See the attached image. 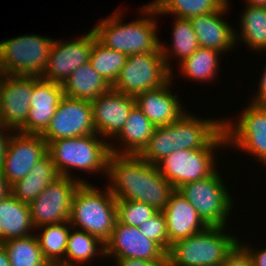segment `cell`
<instances>
[{"mask_svg": "<svg viewBox=\"0 0 266 266\" xmlns=\"http://www.w3.org/2000/svg\"><path fill=\"white\" fill-rule=\"evenodd\" d=\"M107 187L117 200L143 202L163 211L174 187L162 176L157 166L139 155L110 154ZM111 182V183H110Z\"/></svg>", "mask_w": 266, "mask_h": 266, "instance_id": "cell-1", "label": "cell"}, {"mask_svg": "<svg viewBox=\"0 0 266 266\" xmlns=\"http://www.w3.org/2000/svg\"><path fill=\"white\" fill-rule=\"evenodd\" d=\"M140 9L143 18L125 24L122 22L124 17L121 10L103 19L92 29L96 38L106 47L126 55L162 52L156 34L157 21L153 19L158 15L157 10Z\"/></svg>", "mask_w": 266, "mask_h": 266, "instance_id": "cell-2", "label": "cell"}, {"mask_svg": "<svg viewBox=\"0 0 266 266\" xmlns=\"http://www.w3.org/2000/svg\"><path fill=\"white\" fill-rule=\"evenodd\" d=\"M116 202L108 187L101 192L93 184L82 183L74 193L69 222L73 228L96 236L105 243L117 221Z\"/></svg>", "mask_w": 266, "mask_h": 266, "instance_id": "cell-3", "label": "cell"}, {"mask_svg": "<svg viewBox=\"0 0 266 266\" xmlns=\"http://www.w3.org/2000/svg\"><path fill=\"white\" fill-rule=\"evenodd\" d=\"M47 153L59 175L70 178H74L70 174L71 168L106 174L111 154L110 144L97 133L54 140L47 144Z\"/></svg>", "mask_w": 266, "mask_h": 266, "instance_id": "cell-4", "label": "cell"}, {"mask_svg": "<svg viewBox=\"0 0 266 266\" xmlns=\"http://www.w3.org/2000/svg\"><path fill=\"white\" fill-rule=\"evenodd\" d=\"M224 231L225 227H207L173 243L168 252L170 266H221L239 243L236 236Z\"/></svg>", "mask_w": 266, "mask_h": 266, "instance_id": "cell-5", "label": "cell"}, {"mask_svg": "<svg viewBox=\"0 0 266 266\" xmlns=\"http://www.w3.org/2000/svg\"><path fill=\"white\" fill-rule=\"evenodd\" d=\"M54 40L36 34L0 42V70L5 75L42 77Z\"/></svg>", "mask_w": 266, "mask_h": 266, "instance_id": "cell-6", "label": "cell"}, {"mask_svg": "<svg viewBox=\"0 0 266 266\" xmlns=\"http://www.w3.org/2000/svg\"><path fill=\"white\" fill-rule=\"evenodd\" d=\"M220 146L227 147L225 130L207 148L177 149L156 166L162 176L177 190L183 184L204 179L216 170L214 151Z\"/></svg>", "mask_w": 266, "mask_h": 266, "instance_id": "cell-7", "label": "cell"}, {"mask_svg": "<svg viewBox=\"0 0 266 266\" xmlns=\"http://www.w3.org/2000/svg\"><path fill=\"white\" fill-rule=\"evenodd\" d=\"M177 191L192 204L208 227H226L233 201L217 169L204 179L183 184Z\"/></svg>", "mask_w": 266, "mask_h": 266, "instance_id": "cell-8", "label": "cell"}, {"mask_svg": "<svg viewBox=\"0 0 266 266\" xmlns=\"http://www.w3.org/2000/svg\"><path fill=\"white\" fill-rule=\"evenodd\" d=\"M172 73L164 61L162 52L127 55L112 89L135 96L165 85L172 78Z\"/></svg>", "mask_w": 266, "mask_h": 266, "instance_id": "cell-9", "label": "cell"}, {"mask_svg": "<svg viewBox=\"0 0 266 266\" xmlns=\"http://www.w3.org/2000/svg\"><path fill=\"white\" fill-rule=\"evenodd\" d=\"M82 183L89 182L60 176L50 183L28 204L34 227L69 221L74 193Z\"/></svg>", "mask_w": 266, "mask_h": 266, "instance_id": "cell-10", "label": "cell"}, {"mask_svg": "<svg viewBox=\"0 0 266 266\" xmlns=\"http://www.w3.org/2000/svg\"><path fill=\"white\" fill-rule=\"evenodd\" d=\"M238 122L225 121L227 145L257 157L266 166V106L250 103Z\"/></svg>", "mask_w": 266, "mask_h": 266, "instance_id": "cell-11", "label": "cell"}, {"mask_svg": "<svg viewBox=\"0 0 266 266\" xmlns=\"http://www.w3.org/2000/svg\"><path fill=\"white\" fill-rule=\"evenodd\" d=\"M91 101L63 96L49 126L41 135L48 143L95 134Z\"/></svg>", "mask_w": 266, "mask_h": 266, "instance_id": "cell-12", "label": "cell"}, {"mask_svg": "<svg viewBox=\"0 0 266 266\" xmlns=\"http://www.w3.org/2000/svg\"><path fill=\"white\" fill-rule=\"evenodd\" d=\"M46 154L47 142L41 135L12 132L6 148L2 174L12 186L23 179Z\"/></svg>", "mask_w": 266, "mask_h": 266, "instance_id": "cell-13", "label": "cell"}, {"mask_svg": "<svg viewBox=\"0 0 266 266\" xmlns=\"http://www.w3.org/2000/svg\"><path fill=\"white\" fill-rule=\"evenodd\" d=\"M94 34V31L90 30L76 40L54 39L48 65L41 78L63 84L74 70L89 62Z\"/></svg>", "mask_w": 266, "mask_h": 266, "instance_id": "cell-14", "label": "cell"}, {"mask_svg": "<svg viewBox=\"0 0 266 266\" xmlns=\"http://www.w3.org/2000/svg\"><path fill=\"white\" fill-rule=\"evenodd\" d=\"M32 92L33 76L5 75L0 94V123L12 132L25 125Z\"/></svg>", "mask_w": 266, "mask_h": 266, "instance_id": "cell-15", "label": "cell"}, {"mask_svg": "<svg viewBox=\"0 0 266 266\" xmlns=\"http://www.w3.org/2000/svg\"><path fill=\"white\" fill-rule=\"evenodd\" d=\"M104 248V256H112L113 259H169L168 253L157 242L146 238L138 227L125 225L118 220Z\"/></svg>", "mask_w": 266, "mask_h": 266, "instance_id": "cell-16", "label": "cell"}, {"mask_svg": "<svg viewBox=\"0 0 266 266\" xmlns=\"http://www.w3.org/2000/svg\"><path fill=\"white\" fill-rule=\"evenodd\" d=\"M91 104L96 133L102 138L114 139L123 129L135 99L111 88Z\"/></svg>", "mask_w": 266, "mask_h": 266, "instance_id": "cell-17", "label": "cell"}, {"mask_svg": "<svg viewBox=\"0 0 266 266\" xmlns=\"http://www.w3.org/2000/svg\"><path fill=\"white\" fill-rule=\"evenodd\" d=\"M63 96L62 84L33 76L31 107L25 125L18 132L42 135L49 126Z\"/></svg>", "mask_w": 266, "mask_h": 266, "instance_id": "cell-18", "label": "cell"}, {"mask_svg": "<svg viewBox=\"0 0 266 266\" xmlns=\"http://www.w3.org/2000/svg\"><path fill=\"white\" fill-rule=\"evenodd\" d=\"M172 79L173 74L165 85L134 96L135 105L155 127L171 125L186 112L179 97L170 91Z\"/></svg>", "mask_w": 266, "mask_h": 266, "instance_id": "cell-19", "label": "cell"}, {"mask_svg": "<svg viewBox=\"0 0 266 266\" xmlns=\"http://www.w3.org/2000/svg\"><path fill=\"white\" fill-rule=\"evenodd\" d=\"M225 120L203 119L185 112L170 126L175 130L177 149H205L223 131Z\"/></svg>", "mask_w": 266, "mask_h": 266, "instance_id": "cell-20", "label": "cell"}, {"mask_svg": "<svg viewBox=\"0 0 266 266\" xmlns=\"http://www.w3.org/2000/svg\"><path fill=\"white\" fill-rule=\"evenodd\" d=\"M229 2L215 12L191 17L199 47H206L221 52L230 51L237 44L235 30L222 18L227 12Z\"/></svg>", "mask_w": 266, "mask_h": 266, "instance_id": "cell-21", "label": "cell"}, {"mask_svg": "<svg viewBox=\"0 0 266 266\" xmlns=\"http://www.w3.org/2000/svg\"><path fill=\"white\" fill-rule=\"evenodd\" d=\"M163 213L166 219L169 250L173 243L186 239L208 227L192 204L177 190L170 195Z\"/></svg>", "mask_w": 266, "mask_h": 266, "instance_id": "cell-22", "label": "cell"}, {"mask_svg": "<svg viewBox=\"0 0 266 266\" xmlns=\"http://www.w3.org/2000/svg\"><path fill=\"white\" fill-rule=\"evenodd\" d=\"M154 129V124L134 105L130 110L123 129L114 138L116 139V143L118 141L124 147H115V144L112 146V143L109 142L110 152L116 155H139L148 145ZM118 148L120 149L118 150Z\"/></svg>", "mask_w": 266, "mask_h": 266, "instance_id": "cell-23", "label": "cell"}, {"mask_svg": "<svg viewBox=\"0 0 266 266\" xmlns=\"http://www.w3.org/2000/svg\"><path fill=\"white\" fill-rule=\"evenodd\" d=\"M33 225L29 205L11 193L0 200V243L32 235Z\"/></svg>", "mask_w": 266, "mask_h": 266, "instance_id": "cell-24", "label": "cell"}, {"mask_svg": "<svg viewBox=\"0 0 266 266\" xmlns=\"http://www.w3.org/2000/svg\"><path fill=\"white\" fill-rule=\"evenodd\" d=\"M60 177L52 158L47 153L38 161L31 171L11 186V194L19 201L29 204L43 190Z\"/></svg>", "mask_w": 266, "mask_h": 266, "instance_id": "cell-25", "label": "cell"}, {"mask_svg": "<svg viewBox=\"0 0 266 266\" xmlns=\"http://www.w3.org/2000/svg\"><path fill=\"white\" fill-rule=\"evenodd\" d=\"M62 88L65 96L93 101L112 86L87 62L72 72Z\"/></svg>", "mask_w": 266, "mask_h": 266, "instance_id": "cell-26", "label": "cell"}, {"mask_svg": "<svg viewBox=\"0 0 266 266\" xmlns=\"http://www.w3.org/2000/svg\"><path fill=\"white\" fill-rule=\"evenodd\" d=\"M42 230H41V229ZM35 234L45 260L50 264H65V252L72 226L69 221L37 227Z\"/></svg>", "mask_w": 266, "mask_h": 266, "instance_id": "cell-27", "label": "cell"}, {"mask_svg": "<svg viewBox=\"0 0 266 266\" xmlns=\"http://www.w3.org/2000/svg\"><path fill=\"white\" fill-rule=\"evenodd\" d=\"M240 18V34L235 32V41L245 42L247 47L266 53V7L247 5ZM238 38V39H237Z\"/></svg>", "mask_w": 266, "mask_h": 266, "instance_id": "cell-28", "label": "cell"}, {"mask_svg": "<svg viewBox=\"0 0 266 266\" xmlns=\"http://www.w3.org/2000/svg\"><path fill=\"white\" fill-rule=\"evenodd\" d=\"M174 22L175 23H173L174 25L172 29L173 43L171 44L172 46L170 49H168L164 43L162 44V42H160V50L162 51L164 61L171 72L173 71V66H170L171 63L169 64L170 61L168 58L170 59L178 57L179 63H181L199 48L197 37L195 31L193 30L191 21L186 18L176 17Z\"/></svg>", "mask_w": 266, "mask_h": 266, "instance_id": "cell-29", "label": "cell"}, {"mask_svg": "<svg viewBox=\"0 0 266 266\" xmlns=\"http://www.w3.org/2000/svg\"><path fill=\"white\" fill-rule=\"evenodd\" d=\"M72 230L74 231H70L68 236L65 252V265L80 266L81 264H86V262L93 260L97 255H100L101 257V253L102 256L104 255L105 243H103L98 237L73 227Z\"/></svg>", "mask_w": 266, "mask_h": 266, "instance_id": "cell-30", "label": "cell"}, {"mask_svg": "<svg viewBox=\"0 0 266 266\" xmlns=\"http://www.w3.org/2000/svg\"><path fill=\"white\" fill-rule=\"evenodd\" d=\"M220 53L214 49L199 47L190 57L179 63L180 72L184 77L201 83L214 80L220 68L218 60Z\"/></svg>", "mask_w": 266, "mask_h": 266, "instance_id": "cell-31", "label": "cell"}, {"mask_svg": "<svg viewBox=\"0 0 266 266\" xmlns=\"http://www.w3.org/2000/svg\"><path fill=\"white\" fill-rule=\"evenodd\" d=\"M8 255L10 266H49L38 240L33 233L27 237L13 238L1 243Z\"/></svg>", "mask_w": 266, "mask_h": 266, "instance_id": "cell-32", "label": "cell"}, {"mask_svg": "<svg viewBox=\"0 0 266 266\" xmlns=\"http://www.w3.org/2000/svg\"><path fill=\"white\" fill-rule=\"evenodd\" d=\"M127 55L103 45L93 35V47L89 57V63L111 86L117 80L122 70Z\"/></svg>", "mask_w": 266, "mask_h": 266, "instance_id": "cell-33", "label": "cell"}, {"mask_svg": "<svg viewBox=\"0 0 266 266\" xmlns=\"http://www.w3.org/2000/svg\"><path fill=\"white\" fill-rule=\"evenodd\" d=\"M177 150L175 130L170 125L157 126L148 145L139 156L148 163L156 165L166 156Z\"/></svg>", "mask_w": 266, "mask_h": 266, "instance_id": "cell-34", "label": "cell"}, {"mask_svg": "<svg viewBox=\"0 0 266 266\" xmlns=\"http://www.w3.org/2000/svg\"><path fill=\"white\" fill-rule=\"evenodd\" d=\"M226 3V0H166L157 12L159 16L172 14L174 17L190 19L197 15L215 12Z\"/></svg>", "mask_w": 266, "mask_h": 266, "instance_id": "cell-35", "label": "cell"}, {"mask_svg": "<svg viewBox=\"0 0 266 266\" xmlns=\"http://www.w3.org/2000/svg\"><path fill=\"white\" fill-rule=\"evenodd\" d=\"M116 208L117 220L133 227H140L158 212V210L146 203L133 200H117Z\"/></svg>", "mask_w": 266, "mask_h": 266, "instance_id": "cell-36", "label": "cell"}, {"mask_svg": "<svg viewBox=\"0 0 266 266\" xmlns=\"http://www.w3.org/2000/svg\"><path fill=\"white\" fill-rule=\"evenodd\" d=\"M138 228L146 238L157 242L167 253L169 252V239L163 211H158Z\"/></svg>", "mask_w": 266, "mask_h": 266, "instance_id": "cell-37", "label": "cell"}, {"mask_svg": "<svg viewBox=\"0 0 266 266\" xmlns=\"http://www.w3.org/2000/svg\"><path fill=\"white\" fill-rule=\"evenodd\" d=\"M221 266H253L249 253L238 243Z\"/></svg>", "mask_w": 266, "mask_h": 266, "instance_id": "cell-38", "label": "cell"}, {"mask_svg": "<svg viewBox=\"0 0 266 266\" xmlns=\"http://www.w3.org/2000/svg\"><path fill=\"white\" fill-rule=\"evenodd\" d=\"M116 266H170L169 259L142 260L135 258H117Z\"/></svg>", "mask_w": 266, "mask_h": 266, "instance_id": "cell-39", "label": "cell"}, {"mask_svg": "<svg viewBox=\"0 0 266 266\" xmlns=\"http://www.w3.org/2000/svg\"><path fill=\"white\" fill-rule=\"evenodd\" d=\"M263 73L261 75L260 81H259V88L256 93V96L254 95V99L252 98V103L257 105L266 106V66H264Z\"/></svg>", "mask_w": 266, "mask_h": 266, "instance_id": "cell-40", "label": "cell"}, {"mask_svg": "<svg viewBox=\"0 0 266 266\" xmlns=\"http://www.w3.org/2000/svg\"><path fill=\"white\" fill-rule=\"evenodd\" d=\"M239 244L249 253L252 258L253 266H266V248L261 249V251L257 249L255 251L253 248L248 247L249 245H242L241 242ZM254 250V251H253Z\"/></svg>", "mask_w": 266, "mask_h": 266, "instance_id": "cell-41", "label": "cell"}, {"mask_svg": "<svg viewBox=\"0 0 266 266\" xmlns=\"http://www.w3.org/2000/svg\"><path fill=\"white\" fill-rule=\"evenodd\" d=\"M11 131L12 130L6 128L5 126H3L0 123V170L3 167V161H4V158H5L6 148H7V144H8L9 138H10V135H8V134L12 133Z\"/></svg>", "mask_w": 266, "mask_h": 266, "instance_id": "cell-42", "label": "cell"}, {"mask_svg": "<svg viewBox=\"0 0 266 266\" xmlns=\"http://www.w3.org/2000/svg\"><path fill=\"white\" fill-rule=\"evenodd\" d=\"M11 193V186L0 170V200Z\"/></svg>", "mask_w": 266, "mask_h": 266, "instance_id": "cell-43", "label": "cell"}, {"mask_svg": "<svg viewBox=\"0 0 266 266\" xmlns=\"http://www.w3.org/2000/svg\"><path fill=\"white\" fill-rule=\"evenodd\" d=\"M0 266H10L7 252L1 243H0Z\"/></svg>", "mask_w": 266, "mask_h": 266, "instance_id": "cell-44", "label": "cell"}, {"mask_svg": "<svg viewBox=\"0 0 266 266\" xmlns=\"http://www.w3.org/2000/svg\"><path fill=\"white\" fill-rule=\"evenodd\" d=\"M166 0H154L152 3H148V5H145L142 7V9H150V10H158Z\"/></svg>", "mask_w": 266, "mask_h": 266, "instance_id": "cell-45", "label": "cell"}, {"mask_svg": "<svg viewBox=\"0 0 266 266\" xmlns=\"http://www.w3.org/2000/svg\"><path fill=\"white\" fill-rule=\"evenodd\" d=\"M246 5L266 7V0H246Z\"/></svg>", "mask_w": 266, "mask_h": 266, "instance_id": "cell-46", "label": "cell"}, {"mask_svg": "<svg viewBox=\"0 0 266 266\" xmlns=\"http://www.w3.org/2000/svg\"><path fill=\"white\" fill-rule=\"evenodd\" d=\"M4 77H5V74L0 70V94H1V87H2Z\"/></svg>", "mask_w": 266, "mask_h": 266, "instance_id": "cell-47", "label": "cell"}, {"mask_svg": "<svg viewBox=\"0 0 266 266\" xmlns=\"http://www.w3.org/2000/svg\"><path fill=\"white\" fill-rule=\"evenodd\" d=\"M59 266H75V265H65V264H59ZM78 266V265H77Z\"/></svg>", "mask_w": 266, "mask_h": 266, "instance_id": "cell-48", "label": "cell"}, {"mask_svg": "<svg viewBox=\"0 0 266 266\" xmlns=\"http://www.w3.org/2000/svg\"><path fill=\"white\" fill-rule=\"evenodd\" d=\"M49 266H59V264H53V265H49Z\"/></svg>", "mask_w": 266, "mask_h": 266, "instance_id": "cell-49", "label": "cell"}]
</instances>
